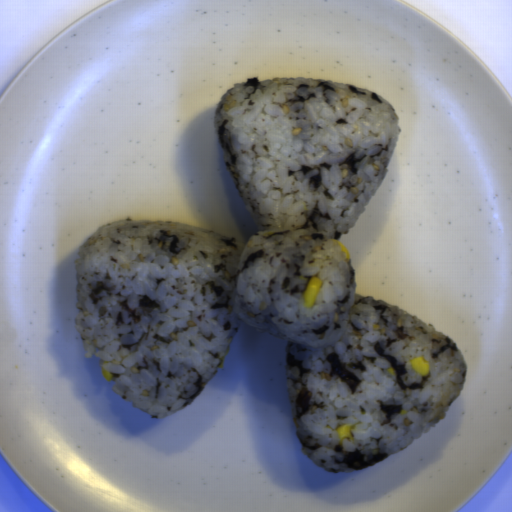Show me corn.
<instances>
[{
	"label": "corn",
	"instance_id": "51d56268",
	"mask_svg": "<svg viewBox=\"0 0 512 512\" xmlns=\"http://www.w3.org/2000/svg\"><path fill=\"white\" fill-rule=\"evenodd\" d=\"M321 287L322 281L317 276L312 277L311 280L308 282L303 292L304 306L306 308H311L314 305Z\"/></svg>",
	"mask_w": 512,
	"mask_h": 512
},
{
	"label": "corn",
	"instance_id": "f1292c28",
	"mask_svg": "<svg viewBox=\"0 0 512 512\" xmlns=\"http://www.w3.org/2000/svg\"><path fill=\"white\" fill-rule=\"evenodd\" d=\"M412 370L420 374L421 376H428L430 374V363L424 356L417 357L410 362Z\"/></svg>",
	"mask_w": 512,
	"mask_h": 512
},
{
	"label": "corn",
	"instance_id": "5cfa1b94",
	"mask_svg": "<svg viewBox=\"0 0 512 512\" xmlns=\"http://www.w3.org/2000/svg\"><path fill=\"white\" fill-rule=\"evenodd\" d=\"M335 432L338 436L339 444H342L344 439L352 440L354 439L353 434L351 432L350 424H345L339 427H336Z\"/></svg>",
	"mask_w": 512,
	"mask_h": 512
},
{
	"label": "corn",
	"instance_id": "cfcad685",
	"mask_svg": "<svg viewBox=\"0 0 512 512\" xmlns=\"http://www.w3.org/2000/svg\"><path fill=\"white\" fill-rule=\"evenodd\" d=\"M331 240H332V242H334L335 244H338L341 247V249L345 255V259L350 260L351 256H350V252H349L348 248L343 243H340L338 240H335L332 238H331Z\"/></svg>",
	"mask_w": 512,
	"mask_h": 512
},
{
	"label": "corn",
	"instance_id": "2b8c4276",
	"mask_svg": "<svg viewBox=\"0 0 512 512\" xmlns=\"http://www.w3.org/2000/svg\"><path fill=\"white\" fill-rule=\"evenodd\" d=\"M100 372H101V374H102V376H103L105 381H110L112 379V377H113L112 373L109 370H107V369H105L103 367L100 368Z\"/></svg>",
	"mask_w": 512,
	"mask_h": 512
}]
</instances>
